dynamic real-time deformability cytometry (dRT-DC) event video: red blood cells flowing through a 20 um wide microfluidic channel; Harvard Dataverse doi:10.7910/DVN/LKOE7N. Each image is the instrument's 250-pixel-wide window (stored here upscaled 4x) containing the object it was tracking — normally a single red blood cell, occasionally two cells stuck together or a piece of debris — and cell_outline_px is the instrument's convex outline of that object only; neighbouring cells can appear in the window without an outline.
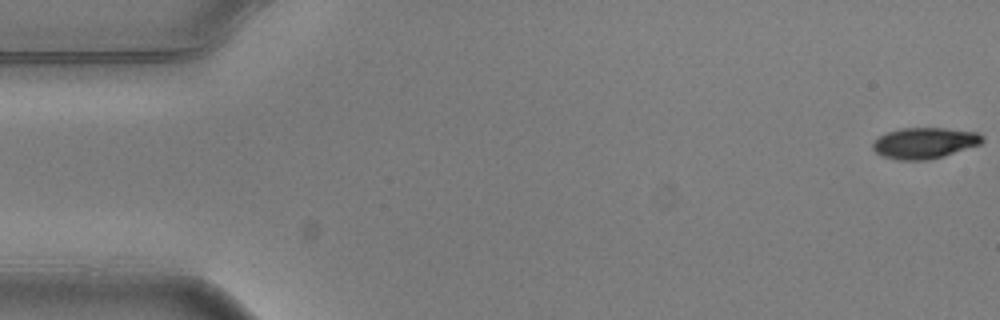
{"species": "common noctule bat (a hibernating species)", "species_latin": "Nyctalus noctula", "temperature_condition": "warm", "stored_images_in_passage": 4, "camera_frame_rate_fps": 3000, "um_per_image_px": 0.085, "animal": {"sex": "male", "body_mass_g": 20.5, "forearm_length_mm": 52.5}, "frame": {"image": 1, "passage_image": 1, "time_ms": 0.0, "image_size_px": [1000, 320], "cell_outline_px": [[984, 140], [980, 144], [944, 156], [928, 160], [896, 160], [884, 156], [876, 152], [872, 148], [872, 144], [880, 136], [888, 132], [904, 128], [944, 128], [980, 132], [984, 136]], "centroid_in_image_um": [78.62, 12.16], "position_along_channel_um": 6.4, "area_um2": 19.77}}
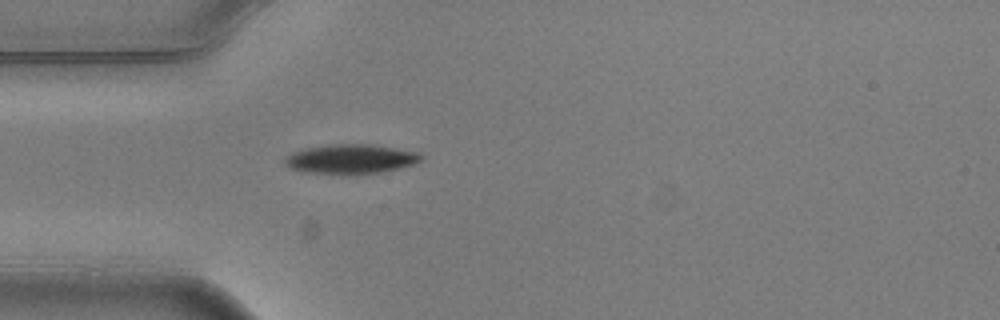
{"frame": {"image": 2, "passage_image": 4, "time_ms": 1.0, "image_size_px": [1000, 320], "cell_outline_px": [[424, 156], [420, 160], [412, 164], [400, 168], [380, 172], [344, 176], [304, 172], [292, 168], [284, 164], [284, 156], [292, 152], [308, 148], [332, 144], [372, 144], [420, 152]], "centroid_in_image_um": [29.8, 13.53], "position_along_channel_um": 55.2, "area_um2": 23.81}}